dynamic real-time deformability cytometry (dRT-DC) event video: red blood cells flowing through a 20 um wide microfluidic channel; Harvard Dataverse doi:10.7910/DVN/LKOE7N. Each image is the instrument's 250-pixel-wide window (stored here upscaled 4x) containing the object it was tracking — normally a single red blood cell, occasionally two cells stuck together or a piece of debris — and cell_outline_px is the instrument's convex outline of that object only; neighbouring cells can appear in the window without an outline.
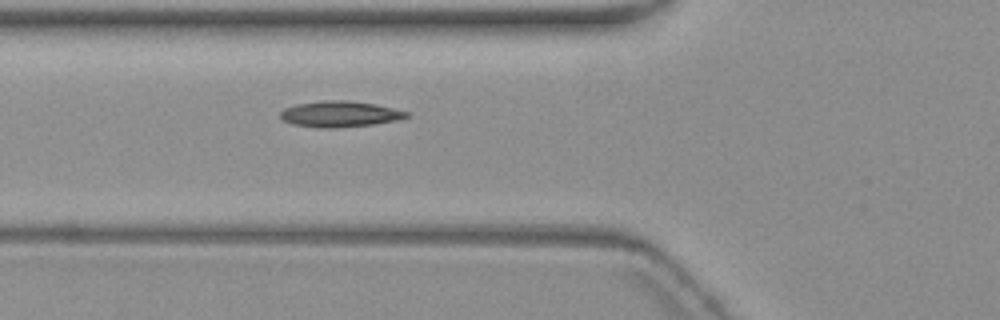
{"species": "common noctule bat (a hibernating species)", "species_latin": "Nyctalus noctula", "temperature_condition": "warm", "stored_images_in_passage": 6, "camera_frame_rate_fps": 3000, "um_per_image_px": 0.085, "animal": {"sex": "female", "body_mass_g": 19.3, "forearm_length_mm": 54.1}, "frame": {"image": 1, "passage_image": 6, "time_ms": 6.333, "image_size_px": [1000, 320], "cell_outline_px": [[408, 116], [396, 120], [372, 124], [336, 128], [320, 128], [292, 124], [284, 120], [280, 116], [280, 112], [284, 108], [296, 104], [324, 100], [344, 100], [376, 104], [408, 112]], "centroid_in_image_um": [28.84, 9.69], "position_along_channel_um": 97.0, "area_um2": 18.9}}